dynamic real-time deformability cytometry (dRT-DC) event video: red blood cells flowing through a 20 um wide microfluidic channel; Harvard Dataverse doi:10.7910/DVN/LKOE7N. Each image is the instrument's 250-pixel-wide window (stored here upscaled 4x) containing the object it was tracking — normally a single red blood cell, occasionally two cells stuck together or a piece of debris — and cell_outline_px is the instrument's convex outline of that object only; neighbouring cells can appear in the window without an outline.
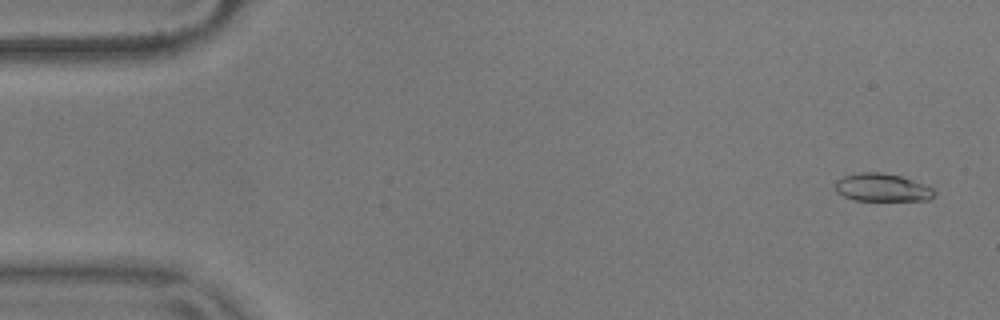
{"species": "common noctule bat (a hibernating species)", "species_latin": "Nyctalus noctula", "temperature_condition": "warm", "stored_images_in_passage": 12, "camera_frame_rate_fps": 3000, "um_per_image_px": 0.085, "animal": {"sex": "male", "body_mass_g": 17.9}, "frame": {"image": 1, "passage_image": 3, "time_ms": 0.667, "image_size_px": [1000, 320], "cell_outline_px": [[936, 196], [928, 200], [852, 200], [836, 192], [836, 180], [844, 176], [860, 172], [880, 172], [900, 176], [924, 184], [932, 188], [936, 192]], "centroid_in_image_um": [74.99, 15.94], "position_along_channel_um": 10.0, "area_um2": 16.07}}